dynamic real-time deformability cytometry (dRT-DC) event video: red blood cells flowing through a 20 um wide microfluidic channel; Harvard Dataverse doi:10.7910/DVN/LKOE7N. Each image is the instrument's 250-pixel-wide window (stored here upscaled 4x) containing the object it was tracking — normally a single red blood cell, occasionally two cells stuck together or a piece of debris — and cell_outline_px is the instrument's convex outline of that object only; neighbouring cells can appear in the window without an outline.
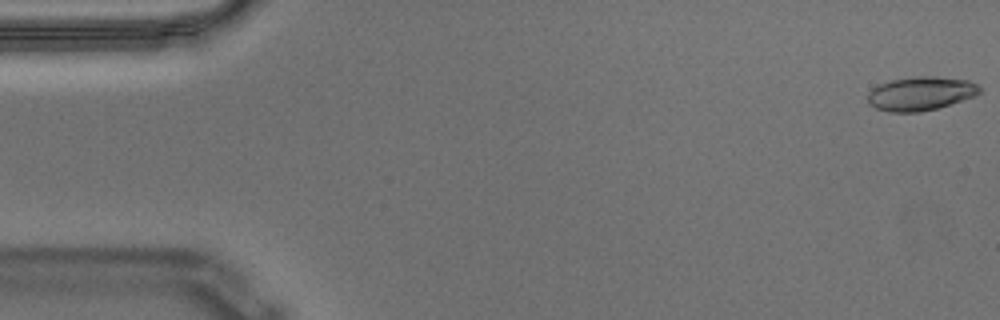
{"species": "Egyptian fruit bat (a non-hibernating species)", "species_latin": "Rousettus aegyptiacus", "temperature_condition": "warm", "stored_images_in_passage": 57, "camera_frame_rate_fps": 3000, "um_per_image_px": 0.085, "animal": {"sex": "male"}, "frame": {"image": 1, "passage_image": 1, "time_ms": 0.0, "image_size_px": [1000, 320], "cell_outline_px": [[980, 92], [976, 96], [936, 108], [920, 112], [888, 112], [876, 108], [868, 104], [868, 92], [872, 88], [880, 84], [892, 80], [912, 76], [936, 76], [968, 80], [976, 84], [980, 88]], "centroid_in_image_um": [78.24, 7.95], "position_along_channel_um": 6.8, "area_um2": 22.08}}
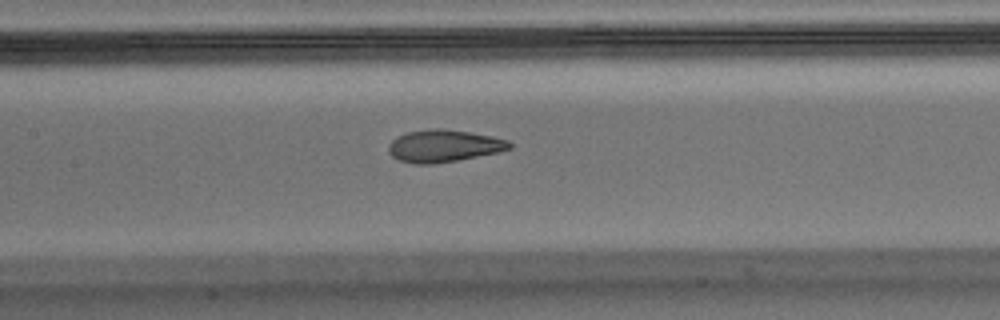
{"frame": {"image": 2, "passage_image": 26, "time_ms": 8.333, "image_size_px": [1000, 320], "cell_outline_px": [[512, 148], [500, 152], [456, 160], [432, 164], [412, 164], [400, 160], [392, 156], [388, 152], [388, 144], [392, 140], [408, 132], [436, 128], [444, 128], [492, 136], [508, 140], [512, 144]], "centroid_in_image_um": [37.73, 12.41], "position_along_channel_um": 169.7, "area_um2": 22.66}}
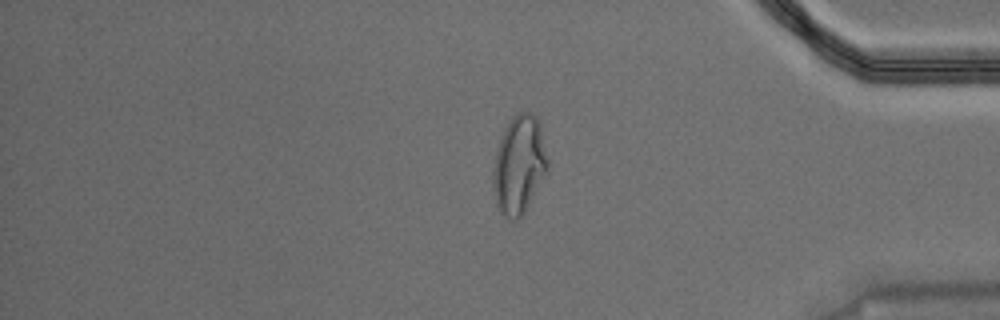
{"frame": {"image": 3, "passage_image": 47, "time_ms": 15.333, "image_size_px": [1000, 320], "cell_outline_px": [[548, 172], [524, 212], [516, 220], [512, 220], [504, 216], [500, 212], [496, 204], [492, 188], [492, 172], [496, 148], [504, 128], [508, 120], [516, 112], [532, 112], [536, 116], [540, 124], [548, 160]], "centroid_in_image_um": [44.11, 13.99], "position_along_channel_um": 391.1, "area_um2": 31.79}, "authors_computed_cell_mechanics": {"area_um2": 22.831, "velocity_mm_per_s": 3.5348, "shape_relaxation_time_tau1_ms": null, "shape_relaxation_time_tau2_ms": 1.3442, "deformation_change_tau1": null, "deformation_change_tau2": 0.0778}}